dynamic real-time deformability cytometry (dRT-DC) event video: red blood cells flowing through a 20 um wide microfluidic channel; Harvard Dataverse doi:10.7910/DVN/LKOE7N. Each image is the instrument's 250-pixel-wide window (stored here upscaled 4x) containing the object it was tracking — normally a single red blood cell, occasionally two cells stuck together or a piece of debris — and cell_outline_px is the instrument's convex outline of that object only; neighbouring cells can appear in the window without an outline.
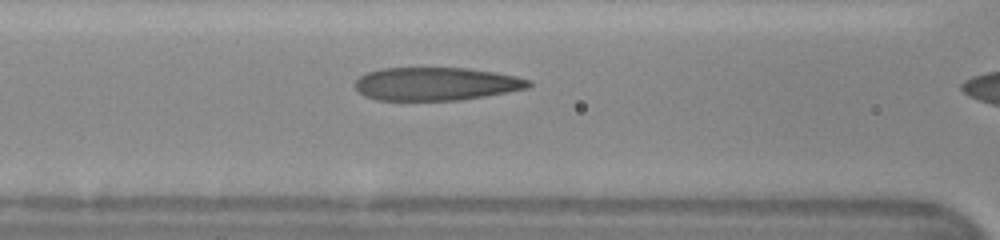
{"species": "human", "species_latin": "Homo sapiens", "temperature_condition": "cold", "stored_images_in_passage": 11, "camera_frame_rate_fps": 3000, "um_per_image_px": 0.085, "donor": {"sex": "female"}, "frame": {"image": 1, "passage_image": 7, "time_ms": 2.333, "image_size_px": [1000, 240], "cell_outline_px": [[532, 84], [528, 88], [508, 92], [460, 100], [376, 100], [364, 96], [356, 88], [356, 80], [360, 76], [368, 72], [380, 68], [468, 68], [516, 76], [532, 80]], "centroid_in_image_um": [37.07, 7.13], "position_along_channel_um": 129.5, "area_um2": 33.47}}
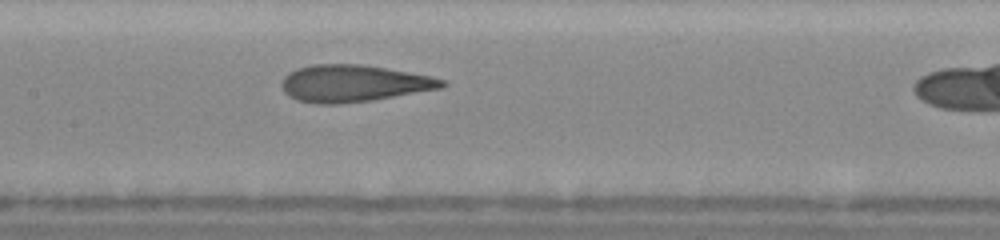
{"frame": {"image": 2, "passage_image": 10, "time_ms": 3.667, "image_size_px": [1000, 240], "cell_outline_px": [[448, 84], [444, 88], [372, 100], [336, 104], [316, 104], [296, 100], [288, 96], [284, 92], [280, 84], [284, 76], [288, 72], [296, 68], [312, 64], [364, 64], [432, 76], [444, 80]], "centroid_in_image_um": [30.04, 7.08], "position_along_channel_um": 177.4, "area_um2": 34.91}}